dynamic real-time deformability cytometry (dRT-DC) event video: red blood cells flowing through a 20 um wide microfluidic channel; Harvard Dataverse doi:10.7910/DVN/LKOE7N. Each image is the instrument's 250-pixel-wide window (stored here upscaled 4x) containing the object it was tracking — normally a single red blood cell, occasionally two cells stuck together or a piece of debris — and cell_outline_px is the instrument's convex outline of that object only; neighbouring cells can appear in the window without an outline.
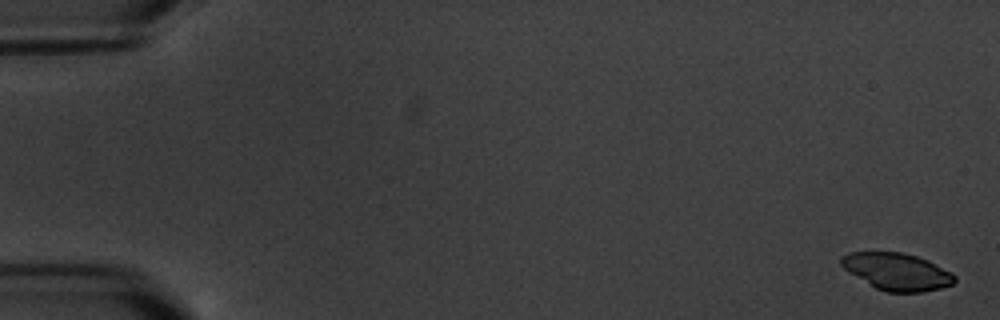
{"species": "common noctule bat (a hibernating species)", "species_latin": "Nyctalus noctula", "temperature_condition": "warm", "stored_images_in_passage": 4, "camera_frame_rate_fps": 3000, "um_per_image_px": 0.085, "animal": {"sex": "male", "body_mass_g": 20.1, "forearm_length_mm": 53.5}, "frame": {"image": 1, "passage_image": 1, "time_ms": 0.0, "image_size_px": [1000, 320], "cell_outline_px": [[956, 280], [952, 284], [940, 288], [924, 292], [888, 292], [876, 288], [844, 268], [840, 264], [840, 256], [848, 252], [904, 252], [928, 260], [952, 272], [956, 276]], "centroid_in_image_um": [76.26, 23.07], "position_along_channel_um": 8.7, "area_um2": 24.45}}